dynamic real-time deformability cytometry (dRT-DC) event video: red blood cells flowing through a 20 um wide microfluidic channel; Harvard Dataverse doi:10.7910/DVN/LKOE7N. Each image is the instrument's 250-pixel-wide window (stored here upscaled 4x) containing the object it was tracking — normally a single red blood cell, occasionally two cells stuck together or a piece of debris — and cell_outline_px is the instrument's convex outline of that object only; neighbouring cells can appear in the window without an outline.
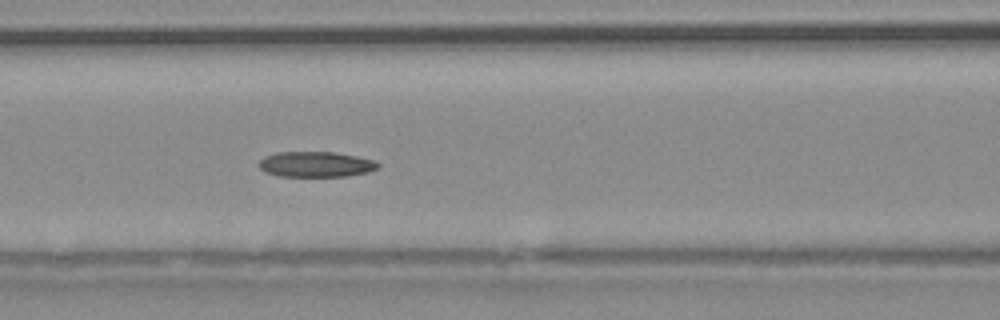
{"species": "common noctule bat (a hibernating species)", "species_latin": "Nyctalus noctula", "temperature_condition": "warm", "stored_images_in_passage": 55, "camera_frame_rate_fps": 3000, "um_per_image_px": 0.085, "animal": {"sex": "male", "body_mass_g": 20.4}, "frame": {"image": 1, "passage_image": 24, "time_ms": 7.667, "image_size_px": [1000, 320], "cell_outline_px": [[380, 168], [368, 172], [348, 176], [280, 176], [264, 172], [256, 164], [264, 156], [276, 152], [332, 152], [356, 156], [376, 160], [380, 164]], "centroid_in_image_um": [26.85, 13.96], "position_along_channel_um": 139.8, "area_um2": 17.86}}